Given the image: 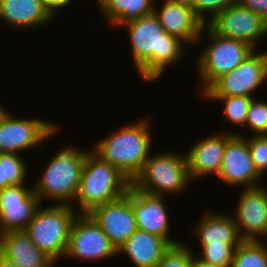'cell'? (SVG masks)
I'll list each match as a JSON object with an SVG mask.
<instances>
[{
	"label": "cell",
	"instance_id": "1",
	"mask_svg": "<svg viewBox=\"0 0 267 267\" xmlns=\"http://www.w3.org/2000/svg\"><path fill=\"white\" fill-rule=\"evenodd\" d=\"M129 34L134 66L145 82H155L168 65L186 56V44L165 32L154 13L123 24ZM184 44V45H183Z\"/></svg>",
	"mask_w": 267,
	"mask_h": 267
},
{
	"label": "cell",
	"instance_id": "2",
	"mask_svg": "<svg viewBox=\"0 0 267 267\" xmlns=\"http://www.w3.org/2000/svg\"><path fill=\"white\" fill-rule=\"evenodd\" d=\"M149 118L124 126L93 145V152L118 169L132 183L142 171L151 149Z\"/></svg>",
	"mask_w": 267,
	"mask_h": 267
},
{
	"label": "cell",
	"instance_id": "3",
	"mask_svg": "<svg viewBox=\"0 0 267 267\" xmlns=\"http://www.w3.org/2000/svg\"><path fill=\"white\" fill-rule=\"evenodd\" d=\"M90 151H81L77 147H64L49 161L43 175L33 185L34 194L41 204L46 199L58 202L59 205L72 206L79 189L82 167ZM47 197V198H46ZM46 198V199H45Z\"/></svg>",
	"mask_w": 267,
	"mask_h": 267
},
{
	"label": "cell",
	"instance_id": "4",
	"mask_svg": "<svg viewBox=\"0 0 267 267\" xmlns=\"http://www.w3.org/2000/svg\"><path fill=\"white\" fill-rule=\"evenodd\" d=\"M131 182L118 169L102 160L92 149L87 154L81 172L78 193L80 213L113 201L128 192Z\"/></svg>",
	"mask_w": 267,
	"mask_h": 267
},
{
	"label": "cell",
	"instance_id": "5",
	"mask_svg": "<svg viewBox=\"0 0 267 267\" xmlns=\"http://www.w3.org/2000/svg\"><path fill=\"white\" fill-rule=\"evenodd\" d=\"M77 214L69 205L39 206L24 231L36 247L55 262L65 256L70 229Z\"/></svg>",
	"mask_w": 267,
	"mask_h": 267
},
{
	"label": "cell",
	"instance_id": "6",
	"mask_svg": "<svg viewBox=\"0 0 267 267\" xmlns=\"http://www.w3.org/2000/svg\"><path fill=\"white\" fill-rule=\"evenodd\" d=\"M190 182L186 155L165 151L149 155L132 185L148 194L164 196L183 192Z\"/></svg>",
	"mask_w": 267,
	"mask_h": 267
},
{
	"label": "cell",
	"instance_id": "7",
	"mask_svg": "<svg viewBox=\"0 0 267 267\" xmlns=\"http://www.w3.org/2000/svg\"><path fill=\"white\" fill-rule=\"evenodd\" d=\"M205 24L202 32L209 39L208 44L199 55L196 66L202 87L201 94L221 75L236 68L251 52L248 44L217 34ZM207 27V28H206ZM207 31H206V30Z\"/></svg>",
	"mask_w": 267,
	"mask_h": 267
},
{
	"label": "cell",
	"instance_id": "8",
	"mask_svg": "<svg viewBox=\"0 0 267 267\" xmlns=\"http://www.w3.org/2000/svg\"><path fill=\"white\" fill-rule=\"evenodd\" d=\"M251 52L236 68L217 78L203 96H245L252 94L267 81L266 52Z\"/></svg>",
	"mask_w": 267,
	"mask_h": 267
},
{
	"label": "cell",
	"instance_id": "9",
	"mask_svg": "<svg viewBox=\"0 0 267 267\" xmlns=\"http://www.w3.org/2000/svg\"><path fill=\"white\" fill-rule=\"evenodd\" d=\"M110 239L88 213H78L69 234L65 258L100 261L116 256Z\"/></svg>",
	"mask_w": 267,
	"mask_h": 267
},
{
	"label": "cell",
	"instance_id": "10",
	"mask_svg": "<svg viewBox=\"0 0 267 267\" xmlns=\"http://www.w3.org/2000/svg\"><path fill=\"white\" fill-rule=\"evenodd\" d=\"M60 127L41 119H20L6 113L0 121V153H15L34 149L56 135Z\"/></svg>",
	"mask_w": 267,
	"mask_h": 267
},
{
	"label": "cell",
	"instance_id": "11",
	"mask_svg": "<svg viewBox=\"0 0 267 267\" xmlns=\"http://www.w3.org/2000/svg\"><path fill=\"white\" fill-rule=\"evenodd\" d=\"M208 25L217 34L242 41L254 50L267 36V21L239 2L220 12Z\"/></svg>",
	"mask_w": 267,
	"mask_h": 267
},
{
	"label": "cell",
	"instance_id": "12",
	"mask_svg": "<svg viewBox=\"0 0 267 267\" xmlns=\"http://www.w3.org/2000/svg\"><path fill=\"white\" fill-rule=\"evenodd\" d=\"M118 251L137 230L132 210V184L121 197L99 205L88 213Z\"/></svg>",
	"mask_w": 267,
	"mask_h": 267
},
{
	"label": "cell",
	"instance_id": "13",
	"mask_svg": "<svg viewBox=\"0 0 267 267\" xmlns=\"http://www.w3.org/2000/svg\"><path fill=\"white\" fill-rule=\"evenodd\" d=\"M234 134L227 142L218 178L230 187L255 188L261 174L256 169L248 146V138Z\"/></svg>",
	"mask_w": 267,
	"mask_h": 267
},
{
	"label": "cell",
	"instance_id": "14",
	"mask_svg": "<svg viewBox=\"0 0 267 267\" xmlns=\"http://www.w3.org/2000/svg\"><path fill=\"white\" fill-rule=\"evenodd\" d=\"M24 184L0 190V235L25 230L41 202L32 188Z\"/></svg>",
	"mask_w": 267,
	"mask_h": 267
},
{
	"label": "cell",
	"instance_id": "15",
	"mask_svg": "<svg viewBox=\"0 0 267 267\" xmlns=\"http://www.w3.org/2000/svg\"><path fill=\"white\" fill-rule=\"evenodd\" d=\"M239 199L233 218L241 238L259 241L266 237L267 189L264 186L246 188Z\"/></svg>",
	"mask_w": 267,
	"mask_h": 267
},
{
	"label": "cell",
	"instance_id": "16",
	"mask_svg": "<svg viewBox=\"0 0 267 267\" xmlns=\"http://www.w3.org/2000/svg\"><path fill=\"white\" fill-rule=\"evenodd\" d=\"M157 17L165 32L180 38L187 43H198L203 36L204 24L194 14L188 0H164L161 8H154Z\"/></svg>",
	"mask_w": 267,
	"mask_h": 267
},
{
	"label": "cell",
	"instance_id": "17",
	"mask_svg": "<svg viewBox=\"0 0 267 267\" xmlns=\"http://www.w3.org/2000/svg\"><path fill=\"white\" fill-rule=\"evenodd\" d=\"M132 210L137 229L158 235L171 245L180 243L169 238V215L163 196L151 195L132 185Z\"/></svg>",
	"mask_w": 267,
	"mask_h": 267
},
{
	"label": "cell",
	"instance_id": "18",
	"mask_svg": "<svg viewBox=\"0 0 267 267\" xmlns=\"http://www.w3.org/2000/svg\"><path fill=\"white\" fill-rule=\"evenodd\" d=\"M234 134L237 133H215L190 147L185 155L191 182L206 175L219 174L226 144Z\"/></svg>",
	"mask_w": 267,
	"mask_h": 267
},
{
	"label": "cell",
	"instance_id": "19",
	"mask_svg": "<svg viewBox=\"0 0 267 267\" xmlns=\"http://www.w3.org/2000/svg\"><path fill=\"white\" fill-rule=\"evenodd\" d=\"M0 253L18 267H52L55 263L36 247L24 230L1 234Z\"/></svg>",
	"mask_w": 267,
	"mask_h": 267
},
{
	"label": "cell",
	"instance_id": "20",
	"mask_svg": "<svg viewBox=\"0 0 267 267\" xmlns=\"http://www.w3.org/2000/svg\"><path fill=\"white\" fill-rule=\"evenodd\" d=\"M170 246L164 238L137 229L117 253L126 254L135 267H156Z\"/></svg>",
	"mask_w": 267,
	"mask_h": 267
},
{
	"label": "cell",
	"instance_id": "21",
	"mask_svg": "<svg viewBox=\"0 0 267 267\" xmlns=\"http://www.w3.org/2000/svg\"><path fill=\"white\" fill-rule=\"evenodd\" d=\"M194 229L201 245H239L243 239L232 215L208 211Z\"/></svg>",
	"mask_w": 267,
	"mask_h": 267
},
{
	"label": "cell",
	"instance_id": "22",
	"mask_svg": "<svg viewBox=\"0 0 267 267\" xmlns=\"http://www.w3.org/2000/svg\"><path fill=\"white\" fill-rule=\"evenodd\" d=\"M0 19L8 26L22 29L45 26L53 20L43 0H0Z\"/></svg>",
	"mask_w": 267,
	"mask_h": 267
},
{
	"label": "cell",
	"instance_id": "23",
	"mask_svg": "<svg viewBox=\"0 0 267 267\" xmlns=\"http://www.w3.org/2000/svg\"><path fill=\"white\" fill-rule=\"evenodd\" d=\"M97 3L109 24L114 26L150 15L156 7L154 0H97Z\"/></svg>",
	"mask_w": 267,
	"mask_h": 267
},
{
	"label": "cell",
	"instance_id": "24",
	"mask_svg": "<svg viewBox=\"0 0 267 267\" xmlns=\"http://www.w3.org/2000/svg\"><path fill=\"white\" fill-rule=\"evenodd\" d=\"M262 240H243L234 251L231 267H267V246Z\"/></svg>",
	"mask_w": 267,
	"mask_h": 267
},
{
	"label": "cell",
	"instance_id": "25",
	"mask_svg": "<svg viewBox=\"0 0 267 267\" xmlns=\"http://www.w3.org/2000/svg\"><path fill=\"white\" fill-rule=\"evenodd\" d=\"M27 170L20 154L0 153V190L12 185L25 184Z\"/></svg>",
	"mask_w": 267,
	"mask_h": 267
},
{
	"label": "cell",
	"instance_id": "26",
	"mask_svg": "<svg viewBox=\"0 0 267 267\" xmlns=\"http://www.w3.org/2000/svg\"><path fill=\"white\" fill-rule=\"evenodd\" d=\"M205 99H212L214 101H221L224 103L223 115H225L224 119L230 124H234L236 126H245V122L247 119V112L251 102L253 101V97H245V96H204Z\"/></svg>",
	"mask_w": 267,
	"mask_h": 267
},
{
	"label": "cell",
	"instance_id": "27",
	"mask_svg": "<svg viewBox=\"0 0 267 267\" xmlns=\"http://www.w3.org/2000/svg\"><path fill=\"white\" fill-rule=\"evenodd\" d=\"M202 255L197 258L213 265L231 267L235 248L238 245H200Z\"/></svg>",
	"mask_w": 267,
	"mask_h": 267
},
{
	"label": "cell",
	"instance_id": "28",
	"mask_svg": "<svg viewBox=\"0 0 267 267\" xmlns=\"http://www.w3.org/2000/svg\"><path fill=\"white\" fill-rule=\"evenodd\" d=\"M182 242L171 245L156 267H192L193 250Z\"/></svg>",
	"mask_w": 267,
	"mask_h": 267
},
{
	"label": "cell",
	"instance_id": "29",
	"mask_svg": "<svg viewBox=\"0 0 267 267\" xmlns=\"http://www.w3.org/2000/svg\"><path fill=\"white\" fill-rule=\"evenodd\" d=\"M238 0H188L194 14L205 25L207 22L206 14L209 13V22L214 19L220 12L227 9L229 6L236 4ZM206 21V22H205Z\"/></svg>",
	"mask_w": 267,
	"mask_h": 267
},
{
	"label": "cell",
	"instance_id": "30",
	"mask_svg": "<svg viewBox=\"0 0 267 267\" xmlns=\"http://www.w3.org/2000/svg\"><path fill=\"white\" fill-rule=\"evenodd\" d=\"M253 99L248 112L245 126L255 135H267V102Z\"/></svg>",
	"mask_w": 267,
	"mask_h": 267
},
{
	"label": "cell",
	"instance_id": "31",
	"mask_svg": "<svg viewBox=\"0 0 267 267\" xmlns=\"http://www.w3.org/2000/svg\"><path fill=\"white\" fill-rule=\"evenodd\" d=\"M248 146L256 169L263 175L267 170V135L249 137Z\"/></svg>",
	"mask_w": 267,
	"mask_h": 267
},
{
	"label": "cell",
	"instance_id": "32",
	"mask_svg": "<svg viewBox=\"0 0 267 267\" xmlns=\"http://www.w3.org/2000/svg\"><path fill=\"white\" fill-rule=\"evenodd\" d=\"M238 2L267 21V0H238Z\"/></svg>",
	"mask_w": 267,
	"mask_h": 267
},
{
	"label": "cell",
	"instance_id": "33",
	"mask_svg": "<svg viewBox=\"0 0 267 267\" xmlns=\"http://www.w3.org/2000/svg\"><path fill=\"white\" fill-rule=\"evenodd\" d=\"M73 0H43V6L49 15L54 18L60 8L66 7Z\"/></svg>",
	"mask_w": 267,
	"mask_h": 267
},
{
	"label": "cell",
	"instance_id": "34",
	"mask_svg": "<svg viewBox=\"0 0 267 267\" xmlns=\"http://www.w3.org/2000/svg\"><path fill=\"white\" fill-rule=\"evenodd\" d=\"M192 267H225V266H219V265H213V264L206 263V262L198 259L197 254H195L193 256Z\"/></svg>",
	"mask_w": 267,
	"mask_h": 267
},
{
	"label": "cell",
	"instance_id": "35",
	"mask_svg": "<svg viewBox=\"0 0 267 267\" xmlns=\"http://www.w3.org/2000/svg\"><path fill=\"white\" fill-rule=\"evenodd\" d=\"M0 267H18V266L0 253Z\"/></svg>",
	"mask_w": 267,
	"mask_h": 267
},
{
	"label": "cell",
	"instance_id": "36",
	"mask_svg": "<svg viewBox=\"0 0 267 267\" xmlns=\"http://www.w3.org/2000/svg\"><path fill=\"white\" fill-rule=\"evenodd\" d=\"M6 113L7 111L2 107V105H0V121L5 116Z\"/></svg>",
	"mask_w": 267,
	"mask_h": 267
}]
</instances>
